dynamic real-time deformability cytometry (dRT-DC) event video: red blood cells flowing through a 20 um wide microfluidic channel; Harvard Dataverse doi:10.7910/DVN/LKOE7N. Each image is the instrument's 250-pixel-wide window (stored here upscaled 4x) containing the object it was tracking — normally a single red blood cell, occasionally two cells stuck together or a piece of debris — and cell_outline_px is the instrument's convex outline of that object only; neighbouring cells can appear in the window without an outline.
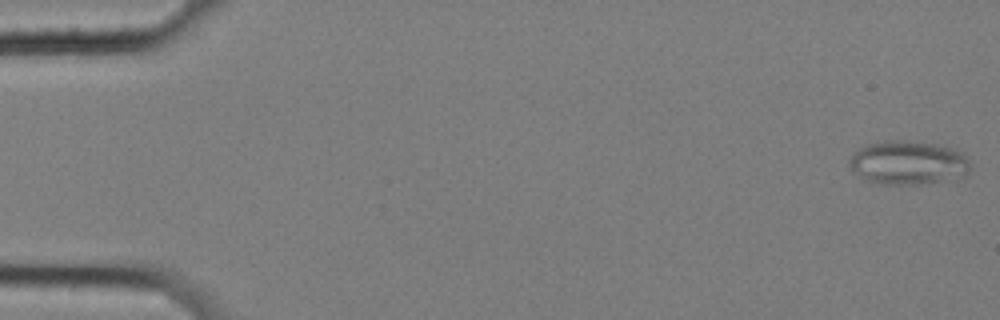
{"species": "common noctule bat (a hibernating species)", "species_latin": "Nyctalus noctula", "temperature_condition": "cold", "stored_images_in_passage": 13, "camera_frame_rate_fps": 3000, "um_per_image_px": 0.085, "animal": {"sex": "female", "body_mass_g": 25.1}, "frame": {"image": 1, "passage_image": 1, "time_ms": 0.0, "image_size_px": [1000, 320], "cell_outline_px": [[968, 172], [964, 176], [956, 180], [916, 184], [880, 184], [860, 180], [848, 164], [848, 160], [852, 152], [868, 144], [884, 140], [908, 140], [936, 144], [956, 148], [968, 160]], "centroid_in_image_um": [77.14, 13.84], "position_along_channel_um": 7.9, "area_um2": 31.5}}